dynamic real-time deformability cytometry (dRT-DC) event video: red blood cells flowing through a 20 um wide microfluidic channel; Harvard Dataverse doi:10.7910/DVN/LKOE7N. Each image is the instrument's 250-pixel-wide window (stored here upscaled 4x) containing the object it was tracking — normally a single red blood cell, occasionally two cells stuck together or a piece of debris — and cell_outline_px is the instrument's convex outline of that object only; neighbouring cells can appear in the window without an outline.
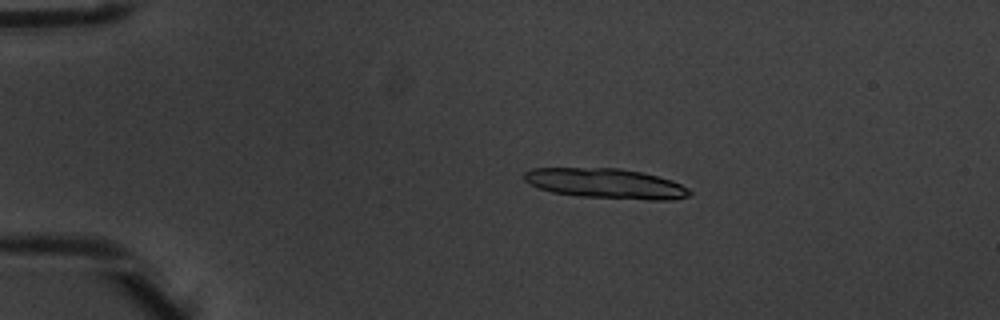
{"species": "common noctule bat (a hibernating species)", "species_latin": "Nyctalus noctula", "temperature_condition": "warm", "stored_images_in_passage": 7, "segment_of_instrument_passage": [1, 2], "camera_frame_rate_fps": 3000, "um_per_image_px": 0.085, "animal": {"sex": "male", "body_mass_g": 20.1, "forearm_length_mm": 53.5}, "frame": {"image": 1, "passage_image": 2, "time_ms": 0.333, "image_size_px": [1000, 320], "cell_outline_px": [[692, 196], [676, 200], [648, 200], [580, 196], [552, 192], [528, 184], [524, 180], [524, 172], [532, 168], [620, 168], [640, 172], [672, 180], [688, 188], [692, 192]], "centroid_in_image_um": [51.53, 15.6], "position_along_channel_um": 33.5, "area_um2": 29.07}}